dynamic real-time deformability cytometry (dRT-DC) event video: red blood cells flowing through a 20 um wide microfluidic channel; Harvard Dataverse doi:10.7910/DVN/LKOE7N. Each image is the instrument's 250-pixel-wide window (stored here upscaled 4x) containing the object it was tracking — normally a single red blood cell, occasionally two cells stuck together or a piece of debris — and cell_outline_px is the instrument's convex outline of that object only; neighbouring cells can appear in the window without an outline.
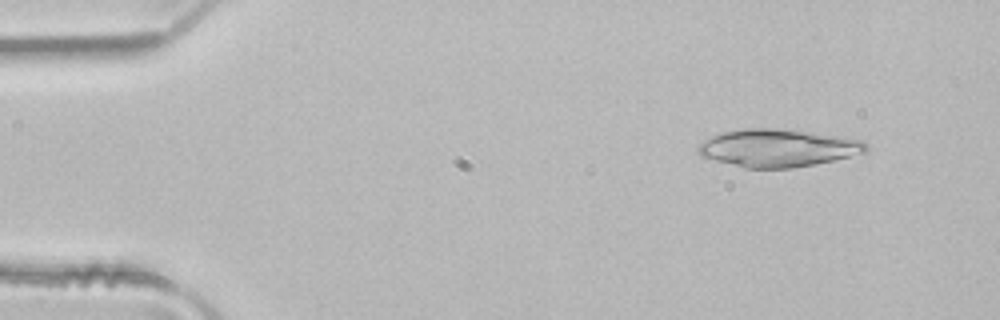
{"species": "common noctule bat (a hibernating species)", "species_latin": "Nyctalus noctula", "temperature_condition": "room temperature", "stored_images_in_passage": 4, "camera_frame_rate_fps": 3000, "um_per_image_px": 0.085, "animal": {"sex": "male", "body_mass_g": 21.5, "forearm_length_mm": 52.0}, "frame": {"image": 1, "passage_image": 2, "time_ms": 0.333, "image_size_px": [1000, 320], "cell_outline_px": [[868, 148], [864, 152], [832, 160], [792, 168], [744, 168], [700, 156], [696, 152], [696, 148], [700, 144], [712, 136], [724, 132], [744, 128], [776, 128], [808, 132], [864, 140], [868, 144]], "centroid_in_image_um": [66.07, 12.58], "position_along_channel_um": 18.9, "area_um2": 36.47}}